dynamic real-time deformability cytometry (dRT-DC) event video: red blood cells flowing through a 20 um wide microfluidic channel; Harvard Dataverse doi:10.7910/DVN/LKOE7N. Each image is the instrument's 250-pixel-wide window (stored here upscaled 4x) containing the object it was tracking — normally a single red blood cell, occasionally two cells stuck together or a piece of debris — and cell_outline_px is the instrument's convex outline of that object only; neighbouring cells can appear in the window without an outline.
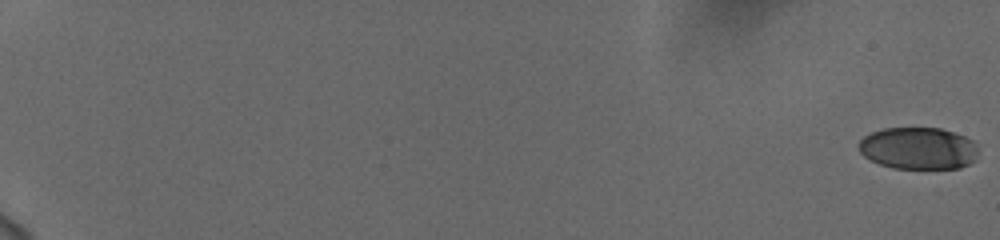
{"species": "human", "species_latin": "Homo sapiens", "temperature_condition": "cold", "stored_images_in_passage": 59, "camera_frame_rate_fps": 3000, "um_per_image_px": 0.085, "donor": {"sex": "female"}, "frame": {"image": 1, "passage_image": 1, "time_ms": 0.0, "image_size_px": [1000, 240], "cell_outline_px": [[976, 160], [960, 168], [892, 168], [880, 164], [864, 156], [860, 152], [856, 144], [864, 136], [872, 132], [884, 128], [940, 128], [964, 136], [972, 140], [976, 144]], "centroid_in_image_um": [78.03, 12.6], "position_along_channel_um": 7.0, "area_um2": 29.25}}
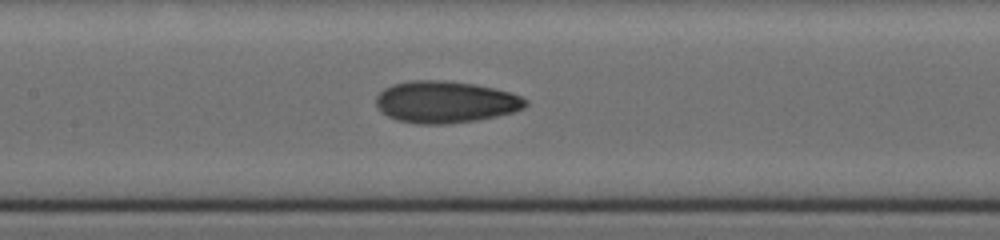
{"frame": {"image": 2, "passage_image": 33, "time_ms": 10.667, "image_size_px": [1000, 240], "cell_outline_px": [[528, 104], [524, 108], [512, 112], [496, 116], [476, 120], [444, 124], [416, 124], [396, 120], [380, 112], [376, 104], [376, 96], [384, 88], [392, 84], [412, 80], [444, 80], [476, 84], [496, 88], [512, 92], [528, 100]], "centroid_in_image_um": [37.86, 8.66], "position_along_channel_um": 169.5, "area_um2": 36.76}}
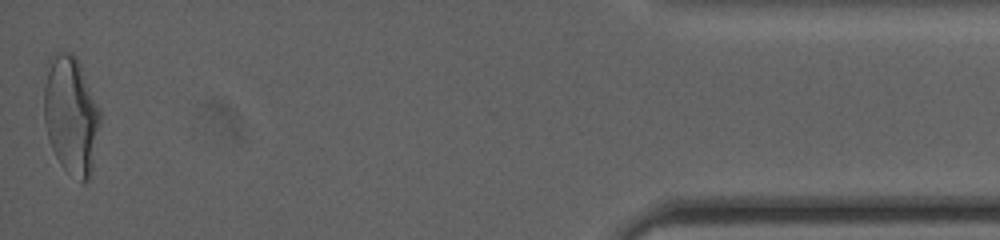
{"frame": {"image": 3, "passage_image": 59, "time_ms": 19.333, "image_size_px": [1000, 240], "cell_outline_px": [[100, 124], [92, 172], [88, 180], [80, 180], [68, 172], [60, 164], [52, 148], [48, 136], [44, 120], [44, 88], [48, 56], [56, 52], [68, 52], [76, 56], [80, 64], [100, 108]], "centroid_in_image_um": [6.03, 9.75], "position_along_channel_um": 429.2, "area_um2": 38.84}, "authors_computed_cell_mechanics": {"area_um2": 34.102, "velocity_mm_per_s": 3.7661, "shape_relaxation_time_tau1_ms": 5.047, "shape_relaxation_time_tau2_ms": 1.8211, "deformation_change_tau1": 0.1673, "deformation_change_tau2": 0.0805}}